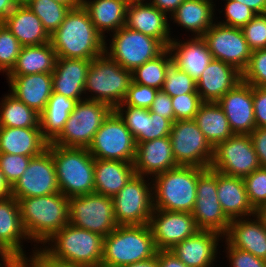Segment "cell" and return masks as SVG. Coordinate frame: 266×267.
<instances>
[{
  "label": "cell",
  "mask_w": 266,
  "mask_h": 267,
  "mask_svg": "<svg viewBox=\"0 0 266 267\" xmlns=\"http://www.w3.org/2000/svg\"><path fill=\"white\" fill-rule=\"evenodd\" d=\"M50 44L57 57L92 60L104 54L105 38L80 5L70 9L58 29L50 35Z\"/></svg>",
  "instance_id": "cell-1"
},
{
  "label": "cell",
  "mask_w": 266,
  "mask_h": 267,
  "mask_svg": "<svg viewBox=\"0 0 266 267\" xmlns=\"http://www.w3.org/2000/svg\"><path fill=\"white\" fill-rule=\"evenodd\" d=\"M21 222L31 245H43L69 223L68 197L61 192L20 198Z\"/></svg>",
  "instance_id": "cell-2"
},
{
  "label": "cell",
  "mask_w": 266,
  "mask_h": 267,
  "mask_svg": "<svg viewBox=\"0 0 266 267\" xmlns=\"http://www.w3.org/2000/svg\"><path fill=\"white\" fill-rule=\"evenodd\" d=\"M157 252L148 224L118 225L104 237L101 267H124L151 259Z\"/></svg>",
  "instance_id": "cell-3"
},
{
  "label": "cell",
  "mask_w": 266,
  "mask_h": 267,
  "mask_svg": "<svg viewBox=\"0 0 266 267\" xmlns=\"http://www.w3.org/2000/svg\"><path fill=\"white\" fill-rule=\"evenodd\" d=\"M205 168L179 165L152 178L154 209L193 212L198 177Z\"/></svg>",
  "instance_id": "cell-4"
},
{
  "label": "cell",
  "mask_w": 266,
  "mask_h": 267,
  "mask_svg": "<svg viewBox=\"0 0 266 267\" xmlns=\"http://www.w3.org/2000/svg\"><path fill=\"white\" fill-rule=\"evenodd\" d=\"M47 149L52 153L59 190L64 196L69 198L94 193L95 158L87 148L49 143Z\"/></svg>",
  "instance_id": "cell-5"
},
{
  "label": "cell",
  "mask_w": 266,
  "mask_h": 267,
  "mask_svg": "<svg viewBox=\"0 0 266 267\" xmlns=\"http://www.w3.org/2000/svg\"><path fill=\"white\" fill-rule=\"evenodd\" d=\"M103 246L102 235L68 223L41 247L58 260L85 267H101Z\"/></svg>",
  "instance_id": "cell-6"
},
{
  "label": "cell",
  "mask_w": 266,
  "mask_h": 267,
  "mask_svg": "<svg viewBox=\"0 0 266 267\" xmlns=\"http://www.w3.org/2000/svg\"><path fill=\"white\" fill-rule=\"evenodd\" d=\"M131 82L132 71L121 67L104 53L90 62L84 88L85 99L105 103L114 110L123 103Z\"/></svg>",
  "instance_id": "cell-7"
},
{
  "label": "cell",
  "mask_w": 266,
  "mask_h": 267,
  "mask_svg": "<svg viewBox=\"0 0 266 267\" xmlns=\"http://www.w3.org/2000/svg\"><path fill=\"white\" fill-rule=\"evenodd\" d=\"M112 111L105 103L88 99L78 101L63 130L51 144L88 149L95 133Z\"/></svg>",
  "instance_id": "cell-8"
},
{
  "label": "cell",
  "mask_w": 266,
  "mask_h": 267,
  "mask_svg": "<svg viewBox=\"0 0 266 267\" xmlns=\"http://www.w3.org/2000/svg\"><path fill=\"white\" fill-rule=\"evenodd\" d=\"M105 39L104 53L121 67L133 71L159 56L166 47L155 38L123 26ZM107 41H109V46Z\"/></svg>",
  "instance_id": "cell-9"
},
{
  "label": "cell",
  "mask_w": 266,
  "mask_h": 267,
  "mask_svg": "<svg viewBox=\"0 0 266 267\" xmlns=\"http://www.w3.org/2000/svg\"><path fill=\"white\" fill-rule=\"evenodd\" d=\"M112 200L118 225L149 224L154 210L152 179L134 174Z\"/></svg>",
  "instance_id": "cell-10"
},
{
  "label": "cell",
  "mask_w": 266,
  "mask_h": 267,
  "mask_svg": "<svg viewBox=\"0 0 266 267\" xmlns=\"http://www.w3.org/2000/svg\"><path fill=\"white\" fill-rule=\"evenodd\" d=\"M69 223L106 237L117 226L112 197L98 193L68 198Z\"/></svg>",
  "instance_id": "cell-11"
},
{
  "label": "cell",
  "mask_w": 266,
  "mask_h": 267,
  "mask_svg": "<svg viewBox=\"0 0 266 267\" xmlns=\"http://www.w3.org/2000/svg\"><path fill=\"white\" fill-rule=\"evenodd\" d=\"M136 147L135 138L113 110L95 133L88 151L95 159L134 163Z\"/></svg>",
  "instance_id": "cell-12"
},
{
  "label": "cell",
  "mask_w": 266,
  "mask_h": 267,
  "mask_svg": "<svg viewBox=\"0 0 266 267\" xmlns=\"http://www.w3.org/2000/svg\"><path fill=\"white\" fill-rule=\"evenodd\" d=\"M260 167L250 134H234L213 148L209 168L228 176L245 178Z\"/></svg>",
  "instance_id": "cell-13"
},
{
  "label": "cell",
  "mask_w": 266,
  "mask_h": 267,
  "mask_svg": "<svg viewBox=\"0 0 266 267\" xmlns=\"http://www.w3.org/2000/svg\"><path fill=\"white\" fill-rule=\"evenodd\" d=\"M172 153L178 165L209 168L213 147L194 120H177L169 134Z\"/></svg>",
  "instance_id": "cell-14"
},
{
  "label": "cell",
  "mask_w": 266,
  "mask_h": 267,
  "mask_svg": "<svg viewBox=\"0 0 266 267\" xmlns=\"http://www.w3.org/2000/svg\"><path fill=\"white\" fill-rule=\"evenodd\" d=\"M192 215L199 230L226 234L231 220L225 215L217 197V171L207 168L197 182Z\"/></svg>",
  "instance_id": "cell-15"
},
{
  "label": "cell",
  "mask_w": 266,
  "mask_h": 267,
  "mask_svg": "<svg viewBox=\"0 0 266 267\" xmlns=\"http://www.w3.org/2000/svg\"><path fill=\"white\" fill-rule=\"evenodd\" d=\"M212 58L228 63L241 73L247 68L252 50L241 28L214 23L202 36Z\"/></svg>",
  "instance_id": "cell-16"
},
{
  "label": "cell",
  "mask_w": 266,
  "mask_h": 267,
  "mask_svg": "<svg viewBox=\"0 0 266 267\" xmlns=\"http://www.w3.org/2000/svg\"><path fill=\"white\" fill-rule=\"evenodd\" d=\"M60 192L52 153L46 149L31 158L25 172L11 188V195L20 198L51 195Z\"/></svg>",
  "instance_id": "cell-17"
},
{
  "label": "cell",
  "mask_w": 266,
  "mask_h": 267,
  "mask_svg": "<svg viewBox=\"0 0 266 267\" xmlns=\"http://www.w3.org/2000/svg\"><path fill=\"white\" fill-rule=\"evenodd\" d=\"M157 250H171L199 229L192 213L154 209L148 224Z\"/></svg>",
  "instance_id": "cell-18"
},
{
  "label": "cell",
  "mask_w": 266,
  "mask_h": 267,
  "mask_svg": "<svg viewBox=\"0 0 266 267\" xmlns=\"http://www.w3.org/2000/svg\"><path fill=\"white\" fill-rule=\"evenodd\" d=\"M169 16L148 1L129 2L125 26L158 39L166 48L173 40Z\"/></svg>",
  "instance_id": "cell-19"
},
{
  "label": "cell",
  "mask_w": 266,
  "mask_h": 267,
  "mask_svg": "<svg viewBox=\"0 0 266 267\" xmlns=\"http://www.w3.org/2000/svg\"><path fill=\"white\" fill-rule=\"evenodd\" d=\"M217 103L224 110L233 134H250L256 128L252 85L241 81Z\"/></svg>",
  "instance_id": "cell-20"
},
{
  "label": "cell",
  "mask_w": 266,
  "mask_h": 267,
  "mask_svg": "<svg viewBox=\"0 0 266 267\" xmlns=\"http://www.w3.org/2000/svg\"><path fill=\"white\" fill-rule=\"evenodd\" d=\"M114 111L123 120L136 143L168 137L173 125L170 119L150 112L149 109L127 106L124 103L119 104Z\"/></svg>",
  "instance_id": "cell-21"
},
{
  "label": "cell",
  "mask_w": 266,
  "mask_h": 267,
  "mask_svg": "<svg viewBox=\"0 0 266 267\" xmlns=\"http://www.w3.org/2000/svg\"><path fill=\"white\" fill-rule=\"evenodd\" d=\"M222 239L220 233L198 230L191 237L176 244L170 251L188 267H214L217 255L220 253L219 242Z\"/></svg>",
  "instance_id": "cell-22"
},
{
  "label": "cell",
  "mask_w": 266,
  "mask_h": 267,
  "mask_svg": "<svg viewBox=\"0 0 266 267\" xmlns=\"http://www.w3.org/2000/svg\"><path fill=\"white\" fill-rule=\"evenodd\" d=\"M136 144L133 163L135 174L152 179L158 174L179 166L174 159L169 136Z\"/></svg>",
  "instance_id": "cell-23"
},
{
  "label": "cell",
  "mask_w": 266,
  "mask_h": 267,
  "mask_svg": "<svg viewBox=\"0 0 266 267\" xmlns=\"http://www.w3.org/2000/svg\"><path fill=\"white\" fill-rule=\"evenodd\" d=\"M25 241L30 242L23 229L18 200L12 195L0 199V247L20 262L26 256Z\"/></svg>",
  "instance_id": "cell-24"
},
{
  "label": "cell",
  "mask_w": 266,
  "mask_h": 267,
  "mask_svg": "<svg viewBox=\"0 0 266 267\" xmlns=\"http://www.w3.org/2000/svg\"><path fill=\"white\" fill-rule=\"evenodd\" d=\"M242 81V73L234 66L213 59L196 81L203 102H217Z\"/></svg>",
  "instance_id": "cell-25"
},
{
  "label": "cell",
  "mask_w": 266,
  "mask_h": 267,
  "mask_svg": "<svg viewBox=\"0 0 266 267\" xmlns=\"http://www.w3.org/2000/svg\"><path fill=\"white\" fill-rule=\"evenodd\" d=\"M91 60L57 57L52 73L53 92L77 102L85 99V83Z\"/></svg>",
  "instance_id": "cell-26"
},
{
  "label": "cell",
  "mask_w": 266,
  "mask_h": 267,
  "mask_svg": "<svg viewBox=\"0 0 266 267\" xmlns=\"http://www.w3.org/2000/svg\"><path fill=\"white\" fill-rule=\"evenodd\" d=\"M9 92L28 107L41 114L53 93L52 74L38 73L7 76Z\"/></svg>",
  "instance_id": "cell-27"
},
{
  "label": "cell",
  "mask_w": 266,
  "mask_h": 267,
  "mask_svg": "<svg viewBox=\"0 0 266 267\" xmlns=\"http://www.w3.org/2000/svg\"><path fill=\"white\" fill-rule=\"evenodd\" d=\"M223 238L232 247L266 260V228L256 215L231 220Z\"/></svg>",
  "instance_id": "cell-28"
},
{
  "label": "cell",
  "mask_w": 266,
  "mask_h": 267,
  "mask_svg": "<svg viewBox=\"0 0 266 267\" xmlns=\"http://www.w3.org/2000/svg\"><path fill=\"white\" fill-rule=\"evenodd\" d=\"M173 63L197 81L207 65L213 60L202 37L179 40L174 37L169 44Z\"/></svg>",
  "instance_id": "cell-29"
},
{
  "label": "cell",
  "mask_w": 266,
  "mask_h": 267,
  "mask_svg": "<svg viewBox=\"0 0 266 267\" xmlns=\"http://www.w3.org/2000/svg\"><path fill=\"white\" fill-rule=\"evenodd\" d=\"M215 8L213 0H184L169 18L178 27L190 31V37H202L218 18Z\"/></svg>",
  "instance_id": "cell-30"
},
{
  "label": "cell",
  "mask_w": 266,
  "mask_h": 267,
  "mask_svg": "<svg viewBox=\"0 0 266 267\" xmlns=\"http://www.w3.org/2000/svg\"><path fill=\"white\" fill-rule=\"evenodd\" d=\"M217 197L223 212L230 220L255 215L243 178L217 172Z\"/></svg>",
  "instance_id": "cell-31"
},
{
  "label": "cell",
  "mask_w": 266,
  "mask_h": 267,
  "mask_svg": "<svg viewBox=\"0 0 266 267\" xmlns=\"http://www.w3.org/2000/svg\"><path fill=\"white\" fill-rule=\"evenodd\" d=\"M48 144L40 128L0 127V153L33 158L41 155Z\"/></svg>",
  "instance_id": "cell-32"
},
{
  "label": "cell",
  "mask_w": 266,
  "mask_h": 267,
  "mask_svg": "<svg viewBox=\"0 0 266 267\" xmlns=\"http://www.w3.org/2000/svg\"><path fill=\"white\" fill-rule=\"evenodd\" d=\"M22 46L41 45L50 42L39 17L27 6H16L2 21Z\"/></svg>",
  "instance_id": "cell-33"
},
{
  "label": "cell",
  "mask_w": 266,
  "mask_h": 267,
  "mask_svg": "<svg viewBox=\"0 0 266 267\" xmlns=\"http://www.w3.org/2000/svg\"><path fill=\"white\" fill-rule=\"evenodd\" d=\"M127 0H81L96 30L107 39L111 34L125 26Z\"/></svg>",
  "instance_id": "cell-34"
},
{
  "label": "cell",
  "mask_w": 266,
  "mask_h": 267,
  "mask_svg": "<svg viewBox=\"0 0 266 267\" xmlns=\"http://www.w3.org/2000/svg\"><path fill=\"white\" fill-rule=\"evenodd\" d=\"M134 174L133 163L95 159L94 192L113 197L126 185Z\"/></svg>",
  "instance_id": "cell-35"
},
{
  "label": "cell",
  "mask_w": 266,
  "mask_h": 267,
  "mask_svg": "<svg viewBox=\"0 0 266 267\" xmlns=\"http://www.w3.org/2000/svg\"><path fill=\"white\" fill-rule=\"evenodd\" d=\"M56 60L57 55L50 42L41 45L22 46L15 66L6 76L52 74Z\"/></svg>",
  "instance_id": "cell-36"
},
{
  "label": "cell",
  "mask_w": 266,
  "mask_h": 267,
  "mask_svg": "<svg viewBox=\"0 0 266 267\" xmlns=\"http://www.w3.org/2000/svg\"><path fill=\"white\" fill-rule=\"evenodd\" d=\"M194 121L213 148L234 135L224 110L217 102H203Z\"/></svg>",
  "instance_id": "cell-37"
},
{
  "label": "cell",
  "mask_w": 266,
  "mask_h": 267,
  "mask_svg": "<svg viewBox=\"0 0 266 267\" xmlns=\"http://www.w3.org/2000/svg\"><path fill=\"white\" fill-rule=\"evenodd\" d=\"M76 103V100L58 93L51 94L45 110L40 114V129L49 143L61 133Z\"/></svg>",
  "instance_id": "cell-38"
},
{
  "label": "cell",
  "mask_w": 266,
  "mask_h": 267,
  "mask_svg": "<svg viewBox=\"0 0 266 267\" xmlns=\"http://www.w3.org/2000/svg\"><path fill=\"white\" fill-rule=\"evenodd\" d=\"M0 127L40 128V114L8 93L0 101Z\"/></svg>",
  "instance_id": "cell-39"
},
{
  "label": "cell",
  "mask_w": 266,
  "mask_h": 267,
  "mask_svg": "<svg viewBox=\"0 0 266 267\" xmlns=\"http://www.w3.org/2000/svg\"><path fill=\"white\" fill-rule=\"evenodd\" d=\"M173 62L171 52L166 48L159 56L147 61L132 71V82L161 90L166 70Z\"/></svg>",
  "instance_id": "cell-40"
},
{
  "label": "cell",
  "mask_w": 266,
  "mask_h": 267,
  "mask_svg": "<svg viewBox=\"0 0 266 267\" xmlns=\"http://www.w3.org/2000/svg\"><path fill=\"white\" fill-rule=\"evenodd\" d=\"M27 7L39 17L49 35L58 29L70 11L68 6L53 0H33Z\"/></svg>",
  "instance_id": "cell-41"
},
{
  "label": "cell",
  "mask_w": 266,
  "mask_h": 267,
  "mask_svg": "<svg viewBox=\"0 0 266 267\" xmlns=\"http://www.w3.org/2000/svg\"><path fill=\"white\" fill-rule=\"evenodd\" d=\"M161 90L170 97H176L187 93H198L196 81L173 62L166 70V77Z\"/></svg>",
  "instance_id": "cell-42"
},
{
  "label": "cell",
  "mask_w": 266,
  "mask_h": 267,
  "mask_svg": "<svg viewBox=\"0 0 266 267\" xmlns=\"http://www.w3.org/2000/svg\"><path fill=\"white\" fill-rule=\"evenodd\" d=\"M21 48L16 37L0 22V73L7 75L12 70Z\"/></svg>",
  "instance_id": "cell-43"
},
{
  "label": "cell",
  "mask_w": 266,
  "mask_h": 267,
  "mask_svg": "<svg viewBox=\"0 0 266 267\" xmlns=\"http://www.w3.org/2000/svg\"><path fill=\"white\" fill-rule=\"evenodd\" d=\"M225 1V7L219 11V13H223L224 20L217 21V23L235 27L242 28L244 27L251 19H253L257 14L250 9L245 4L238 2L236 0H223Z\"/></svg>",
  "instance_id": "cell-44"
},
{
  "label": "cell",
  "mask_w": 266,
  "mask_h": 267,
  "mask_svg": "<svg viewBox=\"0 0 266 267\" xmlns=\"http://www.w3.org/2000/svg\"><path fill=\"white\" fill-rule=\"evenodd\" d=\"M242 81L255 87H266V49L252 51L249 64L242 72Z\"/></svg>",
  "instance_id": "cell-45"
},
{
  "label": "cell",
  "mask_w": 266,
  "mask_h": 267,
  "mask_svg": "<svg viewBox=\"0 0 266 267\" xmlns=\"http://www.w3.org/2000/svg\"><path fill=\"white\" fill-rule=\"evenodd\" d=\"M249 202L256 210L266 204V167H260L243 178Z\"/></svg>",
  "instance_id": "cell-46"
},
{
  "label": "cell",
  "mask_w": 266,
  "mask_h": 267,
  "mask_svg": "<svg viewBox=\"0 0 266 267\" xmlns=\"http://www.w3.org/2000/svg\"><path fill=\"white\" fill-rule=\"evenodd\" d=\"M31 158L19 154L0 153V169L11 188L25 172Z\"/></svg>",
  "instance_id": "cell-47"
},
{
  "label": "cell",
  "mask_w": 266,
  "mask_h": 267,
  "mask_svg": "<svg viewBox=\"0 0 266 267\" xmlns=\"http://www.w3.org/2000/svg\"><path fill=\"white\" fill-rule=\"evenodd\" d=\"M241 31L252 51L266 49V13L257 14Z\"/></svg>",
  "instance_id": "cell-48"
},
{
  "label": "cell",
  "mask_w": 266,
  "mask_h": 267,
  "mask_svg": "<svg viewBox=\"0 0 266 267\" xmlns=\"http://www.w3.org/2000/svg\"><path fill=\"white\" fill-rule=\"evenodd\" d=\"M174 122L177 120H194L200 105L203 101L198 93H187L176 97H171Z\"/></svg>",
  "instance_id": "cell-49"
},
{
  "label": "cell",
  "mask_w": 266,
  "mask_h": 267,
  "mask_svg": "<svg viewBox=\"0 0 266 267\" xmlns=\"http://www.w3.org/2000/svg\"><path fill=\"white\" fill-rule=\"evenodd\" d=\"M33 246L31 255H26L19 262V267H85L80 264L53 258L41 247V245L33 244Z\"/></svg>",
  "instance_id": "cell-50"
},
{
  "label": "cell",
  "mask_w": 266,
  "mask_h": 267,
  "mask_svg": "<svg viewBox=\"0 0 266 267\" xmlns=\"http://www.w3.org/2000/svg\"><path fill=\"white\" fill-rule=\"evenodd\" d=\"M157 92L155 88L131 82L123 103L127 106L149 109Z\"/></svg>",
  "instance_id": "cell-51"
},
{
  "label": "cell",
  "mask_w": 266,
  "mask_h": 267,
  "mask_svg": "<svg viewBox=\"0 0 266 267\" xmlns=\"http://www.w3.org/2000/svg\"><path fill=\"white\" fill-rule=\"evenodd\" d=\"M225 242L224 249L226 252L229 267H266V260L258 258L248 251L232 247L224 238L221 241Z\"/></svg>",
  "instance_id": "cell-52"
},
{
  "label": "cell",
  "mask_w": 266,
  "mask_h": 267,
  "mask_svg": "<svg viewBox=\"0 0 266 267\" xmlns=\"http://www.w3.org/2000/svg\"><path fill=\"white\" fill-rule=\"evenodd\" d=\"M253 107L256 128H266V87L253 86Z\"/></svg>",
  "instance_id": "cell-53"
},
{
  "label": "cell",
  "mask_w": 266,
  "mask_h": 267,
  "mask_svg": "<svg viewBox=\"0 0 266 267\" xmlns=\"http://www.w3.org/2000/svg\"><path fill=\"white\" fill-rule=\"evenodd\" d=\"M150 112L156 113L157 115L170 119L174 123V110L171 97L163 92L158 90L155 95L154 101L149 108Z\"/></svg>",
  "instance_id": "cell-54"
},
{
  "label": "cell",
  "mask_w": 266,
  "mask_h": 267,
  "mask_svg": "<svg viewBox=\"0 0 266 267\" xmlns=\"http://www.w3.org/2000/svg\"><path fill=\"white\" fill-rule=\"evenodd\" d=\"M250 137L261 167H266V128H255Z\"/></svg>",
  "instance_id": "cell-55"
},
{
  "label": "cell",
  "mask_w": 266,
  "mask_h": 267,
  "mask_svg": "<svg viewBox=\"0 0 266 267\" xmlns=\"http://www.w3.org/2000/svg\"><path fill=\"white\" fill-rule=\"evenodd\" d=\"M156 256L159 267H188L170 250H159Z\"/></svg>",
  "instance_id": "cell-56"
},
{
  "label": "cell",
  "mask_w": 266,
  "mask_h": 267,
  "mask_svg": "<svg viewBox=\"0 0 266 267\" xmlns=\"http://www.w3.org/2000/svg\"><path fill=\"white\" fill-rule=\"evenodd\" d=\"M151 5L160 11L170 15L179 7L184 0H147Z\"/></svg>",
  "instance_id": "cell-57"
},
{
  "label": "cell",
  "mask_w": 266,
  "mask_h": 267,
  "mask_svg": "<svg viewBox=\"0 0 266 267\" xmlns=\"http://www.w3.org/2000/svg\"><path fill=\"white\" fill-rule=\"evenodd\" d=\"M248 6L256 14L266 13V0H236Z\"/></svg>",
  "instance_id": "cell-58"
},
{
  "label": "cell",
  "mask_w": 266,
  "mask_h": 267,
  "mask_svg": "<svg viewBox=\"0 0 266 267\" xmlns=\"http://www.w3.org/2000/svg\"><path fill=\"white\" fill-rule=\"evenodd\" d=\"M0 267H19V262L14 259L4 248L0 247Z\"/></svg>",
  "instance_id": "cell-59"
},
{
  "label": "cell",
  "mask_w": 266,
  "mask_h": 267,
  "mask_svg": "<svg viewBox=\"0 0 266 267\" xmlns=\"http://www.w3.org/2000/svg\"><path fill=\"white\" fill-rule=\"evenodd\" d=\"M16 7L14 0H0V22H2Z\"/></svg>",
  "instance_id": "cell-60"
},
{
  "label": "cell",
  "mask_w": 266,
  "mask_h": 267,
  "mask_svg": "<svg viewBox=\"0 0 266 267\" xmlns=\"http://www.w3.org/2000/svg\"><path fill=\"white\" fill-rule=\"evenodd\" d=\"M11 195V187L5 180L4 174L0 169V199Z\"/></svg>",
  "instance_id": "cell-61"
},
{
  "label": "cell",
  "mask_w": 266,
  "mask_h": 267,
  "mask_svg": "<svg viewBox=\"0 0 266 267\" xmlns=\"http://www.w3.org/2000/svg\"><path fill=\"white\" fill-rule=\"evenodd\" d=\"M124 267H159V265L157 261V256H155L151 259L135 262L133 264L126 265Z\"/></svg>",
  "instance_id": "cell-62"
},
{
  "label": "cell",
  "mask_w": 266,
  "mask_h": 267,
  "mask_svg": "<svg viewBox=\"0 0 266 267\" xmlns=\"http://www.w3.org/2000/svg\"><path fill=\"white\" fill-rule=\"evenodd\" d=\"M255 215L262 222V225L266 228V204L259 206L255 210Z\"/></svg>",
  "instance_id": "cell-63"
},
{
  "label": "cell",
  "mask_w": 266,
  "mask_h": 267,
  "mask_svg": "<svg viewBox=\"0 0 266 267\" xmlns=\"http://www.w3.org/2000/svg\"><path fill=\"white\" fill-rule=\"evenodd\" d=\"M57 3L68 6L70 9L77 8L81 5V0H53Z\"/></svg>",
  "instance_id": "cell-64"
},
{
  "label": "cell",
  "mask_w": 266,
  "mask_h": 267,
  "mask_svg": "<svg viewBox=\"0 0 266 267\" xmlns=\"http://www.w3.org/2000/svg\"><path fill=\"white\" fill-rule=\"evenodd\" d=\"M16 6H27L33 0H14Z\"/></svg>",
  "instance_id": "cell-65"
},
{
  "label": "cell",
  "mask_w": 266,
  "mask_h": 267,
  "mask_svg": "<svg viewBox=\"0 0 266 267\" xmlns=\"http://www.w3.org/2000/svg\"><path fill=\"white\" fill-rule=\"evenodd\" d=\"M128 2L147 1V0H127Z\"/></svg>",
  "instance_id": "cell-66"
}]
</instances>
